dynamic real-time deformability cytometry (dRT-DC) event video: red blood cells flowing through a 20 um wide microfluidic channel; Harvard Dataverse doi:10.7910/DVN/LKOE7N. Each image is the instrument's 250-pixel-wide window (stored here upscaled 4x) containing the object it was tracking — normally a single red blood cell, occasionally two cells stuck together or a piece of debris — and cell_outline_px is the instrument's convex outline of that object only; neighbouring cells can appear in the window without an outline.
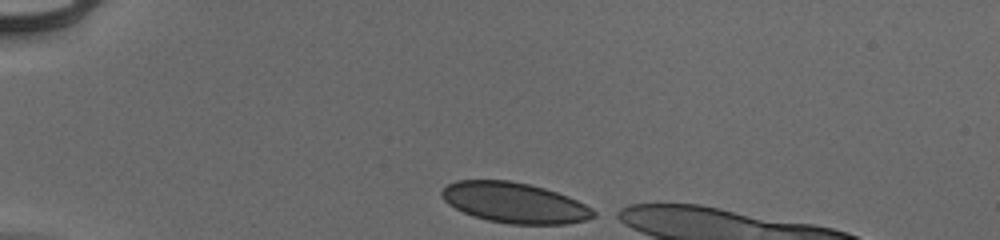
{"species": "human", "species_latin": "Homo sapiens", "temperature_condition": "cold", "stored_images_in_passage": 34, "camera_frame_rate_fps": 3000, "um_per_image_px": 0.085, "donor": {"sex": "male"}, "frame": {"image": 1, "passage_image": 1, "time_ms": 0.0, "image_size_px": [1000, 240], "cell_outline_px": [[600, 212], [596, 216], [584, 220], [568, 224], [512, 224], [488, 220], [472, 216], [448, 204], [440, 196], [440, 192], [448, 184], [456, 180], [508, 180], [528, 184], [544, 188], [568, 196]], "centroid_in_image_um": [43.74, 17.23], "position_along_channel_um": 41.3, "area_um2": 35.78}}
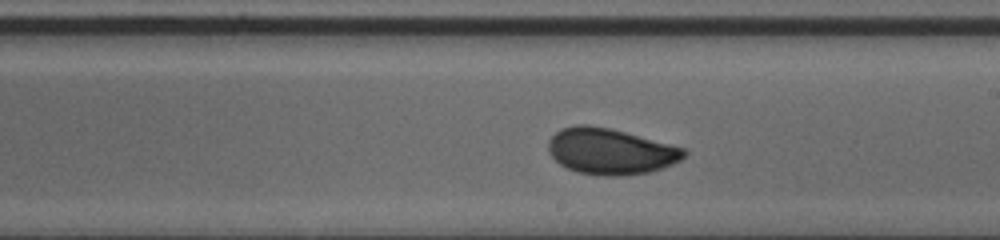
{"frame": {"image": 2, "passage_image": 20, "time_ms": 6.333, "image_size_px": [1000, 240], "cell_outline_px": [[688, 152], [680, 160], [672, 164], [648, 172], [620, 176], [604, 176], [576, 172], [560, 164], [548, 152], [548, 140], [560, 128], [576, 124], [588, 124], [608, 128], [624, 132], [684, 148]], "centroid_in_image_um": [51.84, 12.86], "position_along_channel_um": 237.2, "area_um2": 36.18}}
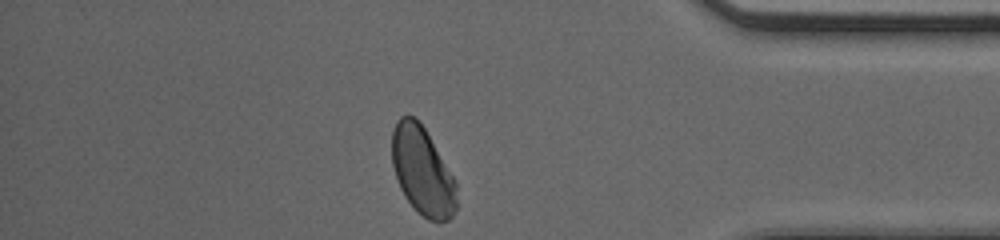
{"frame": {"image": 3, "passage_image": 34, "time_ms": 11.0, "image_size_px": [1000, 240], "cell_outline_px": [[456, 208], [452, 216], [448, 220], [428, 220], [404, 196], [400, 188], [392, 164], [392, 132], [396, 120], [400, 116], [416, 116], [424, 128], [456, 180]], "centroid_in_image_um": [35.9, 14.5], "position_along_channel_um": 399.3, "area_um2": 32.89}, "authors_computed_cell_mechanics": {"area_um2": 35.7493, "velocity_mm_per_s": 3.9352, "shape_relaxation_time_tau1_ms": 3.6337, "shape_relaxation_time_tau2_ms": null, "deformation_change_tau1": 0.0911, "deformation_change_tau2": null}}